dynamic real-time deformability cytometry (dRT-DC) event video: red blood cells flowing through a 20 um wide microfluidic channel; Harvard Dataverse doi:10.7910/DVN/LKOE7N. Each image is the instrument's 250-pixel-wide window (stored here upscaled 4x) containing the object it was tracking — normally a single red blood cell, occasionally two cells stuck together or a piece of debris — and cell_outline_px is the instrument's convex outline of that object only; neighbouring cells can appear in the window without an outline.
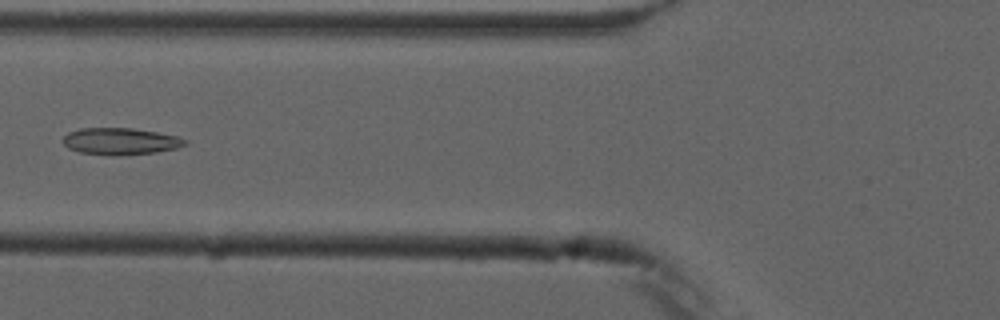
{"species": "common noctule bat (a hibernating species)", "species_latin": "Nyctalus noctula", "temperature_condition": "cold", "stored_images_in_passage": 7, "camera_frame_rate_fps": 3000, "um_per_image_px": 0.085, "animal": {"sex": "male", "forearm_length_mm": 52.5}, "frame": {"image": 1, "passage_image": 6, "time_ms": 6.0, "image_size_px": [1000, 320], "cell_outline_px": [[188, 144], [176, 148], [156, 152], [116, 156], [112, 156], [80, 152], [68, 148], [60, 140], [68, 132], [80, 128], [132, 128], [156, 132], [176, 136], [188, 140]], "centroid_in_image_um": [10.21, 12.01], "position_along_channel_um": 115.6, "area_um2": 19.19}}
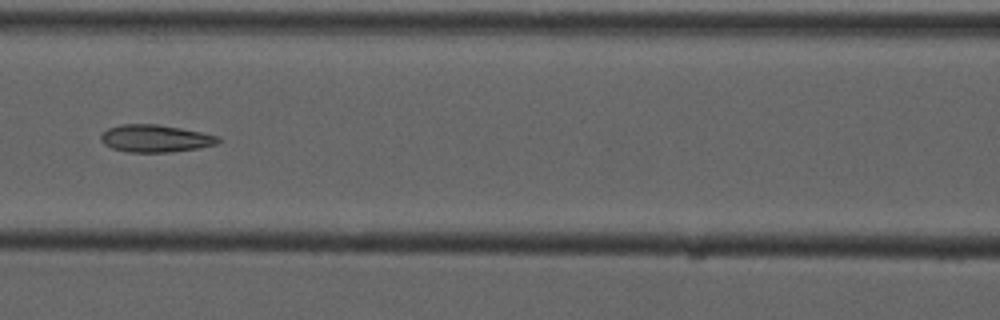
{"frame": {"image": 2, "passage_image": 7, "time_ms": 7.0, "image_size_px": [1000, 320], "cell_outline_px": [[220, 140], [216, 144], [200, 148], [172, 152], [128, 152], [112, 148], [104, 144], [100, 140], [100, 136], [108, 128], [120, 124], [156, 124], [180, 128], [220, 136]], "centroid_in_image_um": [13.2, 11.77], "position_along_channel_um": 153.4, "area_um2": 18.73}}